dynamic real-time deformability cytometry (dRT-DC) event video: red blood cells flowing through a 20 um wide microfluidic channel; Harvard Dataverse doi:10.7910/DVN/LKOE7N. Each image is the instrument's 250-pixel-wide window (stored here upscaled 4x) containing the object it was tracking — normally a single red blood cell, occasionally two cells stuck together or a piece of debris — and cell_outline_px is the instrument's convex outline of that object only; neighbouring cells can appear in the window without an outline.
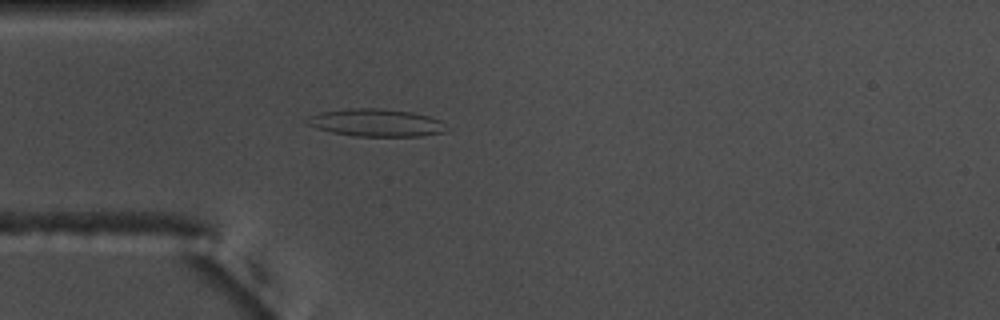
{"species": "common noctule bat (a hibernating species)", "species_latin": "Nyctalus noctula", "temperature_condition": "warm", "stored_images_in_passage": 10, "camera_frame_rate_fps": 3000, "um_per_image_px": 0.085, "animal": {"sex": "male", "body_mass_g": 17.5, "forearm_length_mm": 52.3}, "frame": {"image": 1, "passage_image": 4, "time_ms": 1.0, "image_size_px": [1000, 320], "cell_outline_px": [[444, 132], [420, 136], [352, 136], [332, 132], [316, 128], [304, 124], [312, 116], [320, 112], [352, 108], [380, 108], [412, 112], [428, 116], [440, 120]], "centroid_in_image_um": [31.92, 10.43], "position_along_channel_um": 53.1, "area_um2": 22.08}}